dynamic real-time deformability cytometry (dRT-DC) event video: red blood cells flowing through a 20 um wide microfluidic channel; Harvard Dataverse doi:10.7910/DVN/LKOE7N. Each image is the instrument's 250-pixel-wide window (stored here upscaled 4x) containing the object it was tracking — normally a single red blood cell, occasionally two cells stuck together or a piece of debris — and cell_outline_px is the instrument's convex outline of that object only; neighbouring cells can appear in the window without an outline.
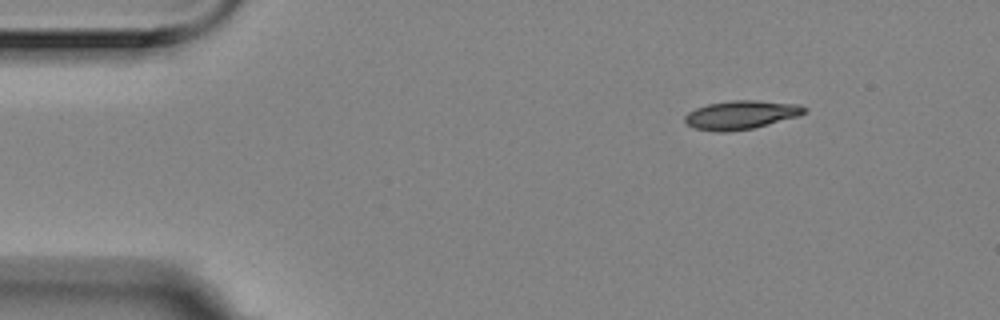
{"species": "Egyptian fruit bat (a non-hibernating species)", "species_latin": "Rousettus aegyptiacus", "temperature_condition": "room temperature", "stored_images_in_passage": 10, "camera_frame_rate_fps": 3000, "um_per_image_px": 0.085, "animal": {"sex": "female"}, "frame": {"image": 1, "passage_image": 1, "time_ms": 0.0, "image_size_px": [1000, 320], "cell_outline_px": [[808, 108], [800, 116], [752, 128], [728, 132], [720, 132], [696, 128], [688, 124], [684, 120], [684, 116], [688, 112], [696, 108], [708, 104], [732, 100], [756, 100], [800, 104]], "centroid_in_image_um": [63.01, 9.75], "position_along_channel_um": 22.0, "area_um2": 19.88}}
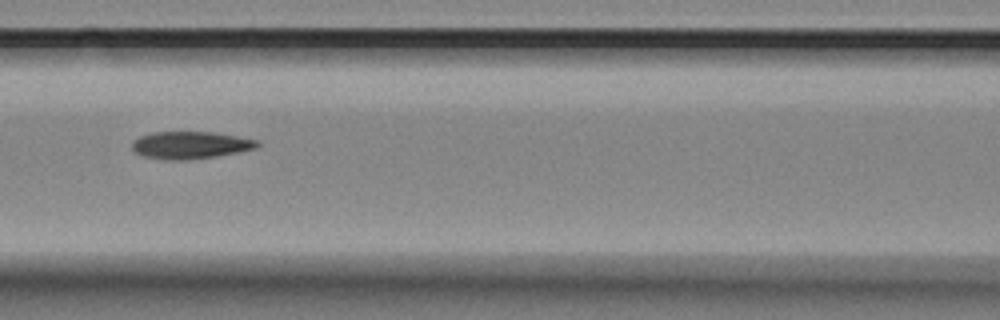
{"frame": {"image": 2, "passage_image": 6, "time_ms": 1.667, "image_size_px": [1000, 320], "cell_outline_px": [[260, 144], [256, 148], [236, 152], [212, 156], [184, 160], [168, 160], [140, 156], [132, 152], [132, 140], [140, 136], [152, 132], [212, 132], [260, 140]], "centroid_in_image_um": [16.11, 12.33], "position_along_channel_um": 150.5, "area_um2": 19.94}}
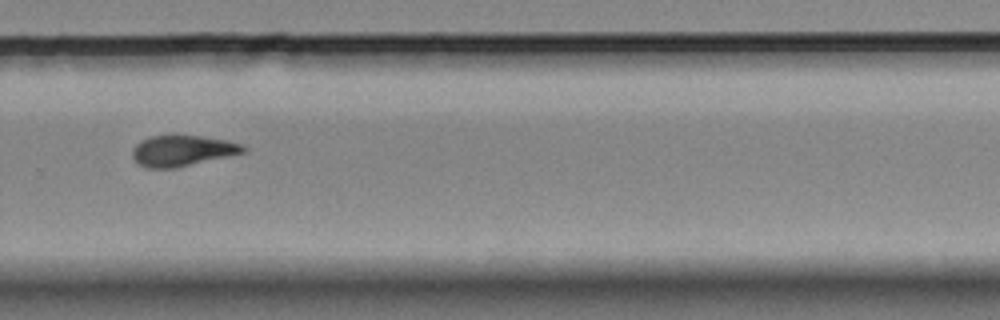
{"frame": {"image": 3, "passage_image": 10, "time_ms": 3.0, "image_size_px": [1000, 320], "cell_outline_px": [[248, 148], [244, 152], [228, 156], [172, 168], [148, 168], [140, 164], [132, 156], [132, 148], [140, 140], [148, 136], [200, 136], [228, 140], [240, 144]], "centroid_in_image_um": [15.47, 12.8], "position_along_channel_um": 314.3, "area_um2": 19.59}}